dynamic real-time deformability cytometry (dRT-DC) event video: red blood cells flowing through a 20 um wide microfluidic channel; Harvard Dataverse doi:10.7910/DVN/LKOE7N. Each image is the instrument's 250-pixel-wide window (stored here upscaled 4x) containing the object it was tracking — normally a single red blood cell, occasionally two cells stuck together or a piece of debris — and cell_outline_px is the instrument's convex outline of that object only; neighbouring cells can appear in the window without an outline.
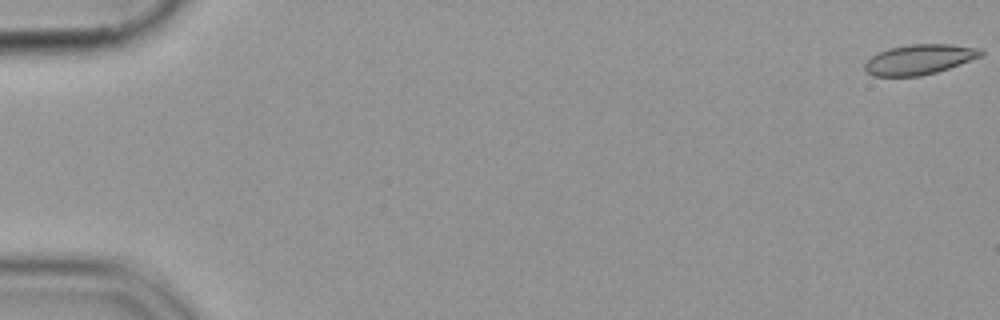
{"species": "common noctule bat (a hibernating species)", "species_latin": "Nyctalus noctula", "temperature_condition": "cold", "stored_images_in_passage": 56, "camera_frame_rate_fps": 3000, "um_per_image_px": 0.085, "animal": {"sex": "female", "body_mass_g": 19.9}, "frame": {"image": 1, "passage_image": 1, "time_ms": 0.0, "image_size_px": [1000, 320], "cell_outline_px": [[984, 52], [980, 56], [960, 64], [936, 72], [920, 76], [872, 76], [864, 72], [864, 64], [872, 56], [888, 48], [908, 44], [952, 44], [980, 48]], "centroid_in_image_um": [78.11, 5.05], "position_along_channel_um": 6.9, "area_um2": 20.35}}
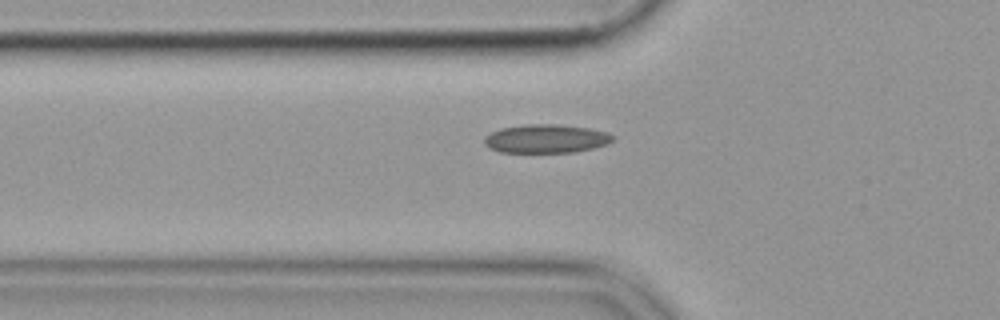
{"frame": {"image": 2, "passage_image": 20, "time_ms": 6.333, "image_size_px": [1000, 320], "cell_outline_px": [[616, 140], [608, 144], [576, 152], [500, 152], [488, 148], [484, 144], [484, 136], [500, 128], [528, 124], [556, 124], [588, 128], [608, 132], [616, 136]], "centroid_in_image_um": [46.44, 11.79], "position_along_channel_um": 79.4, "area_um2": 21.62}}
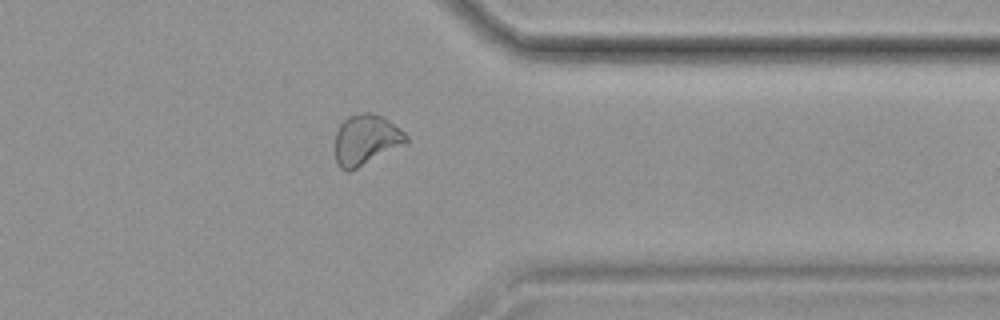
{"frame": {"image": 3, "passage_image": 45, "time_ms": 14.667, "image_size_px": [1000, 320], "cell_outline_px": [[408, 140], [404, 144], [348, 172], [340, 168], [336, 164], [336, 132], [340, 124], [348, 116], [360, 112], [372, 112], [384, 116], [400, 128], [408, 136]], "centroid_in_image_um": [31.1, 11.85], "position_along_channel_um": 380.3, "area_um2": 20.81}}